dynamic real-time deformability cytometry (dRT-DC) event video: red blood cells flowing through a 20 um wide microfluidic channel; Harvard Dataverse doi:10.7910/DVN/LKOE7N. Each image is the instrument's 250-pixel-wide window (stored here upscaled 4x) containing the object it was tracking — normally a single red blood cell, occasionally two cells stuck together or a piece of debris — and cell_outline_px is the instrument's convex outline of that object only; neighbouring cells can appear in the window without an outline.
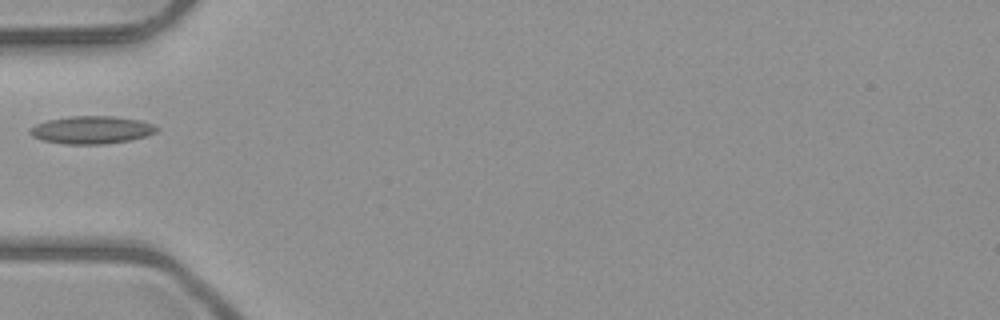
{"species": "common noctule bat (a hibernating species)", "species_latin": "Nyctalus noctula", "temperature_condition": "room temperature", "stored_images_in_passage": 1, "camera_frame_rate_fps": 3000, "um_per_image_px": 0.085, "animal": {"sex": "male", "body_mass_g": 23.1, "forearm_length_mm": 52.7}, "frame": {"image": 1, "passage_image": 1, "time_ms": 0.0, "image_size_px": [1000, 320], "cell_outline_px": [[160, 128], [156, 132], [144, 136], [128, 140], [104, 144], [64, 144], [44, 140], [32, 136], [28, 132], [28, 128], [36, 124], [48, 120], [68, 116], [112, 116], [140, 120], [152, 124]], "centroid_in_image_um": [7.75, 11.03], "position_along_channel_um": 77.2, "area_um2": 20.4}}